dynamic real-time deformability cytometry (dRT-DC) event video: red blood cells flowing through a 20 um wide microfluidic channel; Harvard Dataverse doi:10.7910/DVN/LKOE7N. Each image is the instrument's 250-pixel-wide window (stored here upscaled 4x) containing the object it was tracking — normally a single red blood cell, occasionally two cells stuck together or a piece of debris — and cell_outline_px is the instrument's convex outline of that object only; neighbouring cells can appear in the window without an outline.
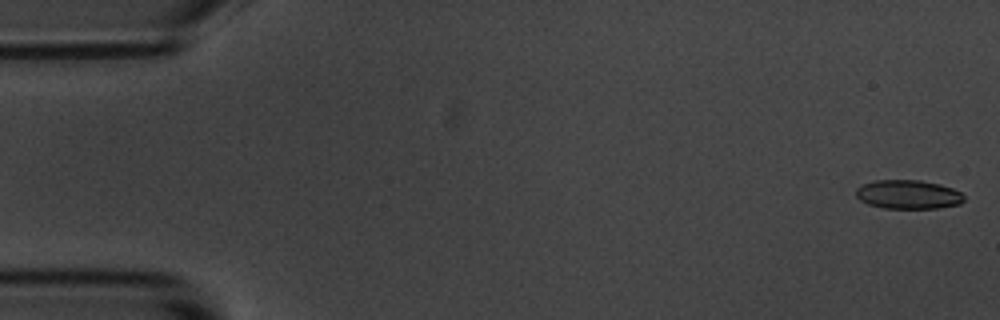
{"species": "common noctule bat (a hibernating species)", "species_latin": "Nyctalus noctula", "temperature_condition": "room temperature", "stored_images_in_passage": 49, "camera_frame_rate_fps": 3000, "um_per_image_px": 0.085, "animal": {"sex": "male", "body_mass_g": 20.1, "forearm_length_mm": 53.5}, "frame": {"image": 1, "passage_image": 1, "time_ms": 0.0, "image_size_px": [1000, 320], "cell_outline_px": [[964, 200], [960, 204], [936, 208], [884, 208], [868, 204], [860, 200], [856, 196], [856, 188], [864, 184], [876, 180], [920, 180], [940, 184], [952, 188], [960, 192], [964, 196]], "centroid_in_image_um": [77.2, 16.53], "position_along_channel_um": 7.8, "area_um2": 18.15}}
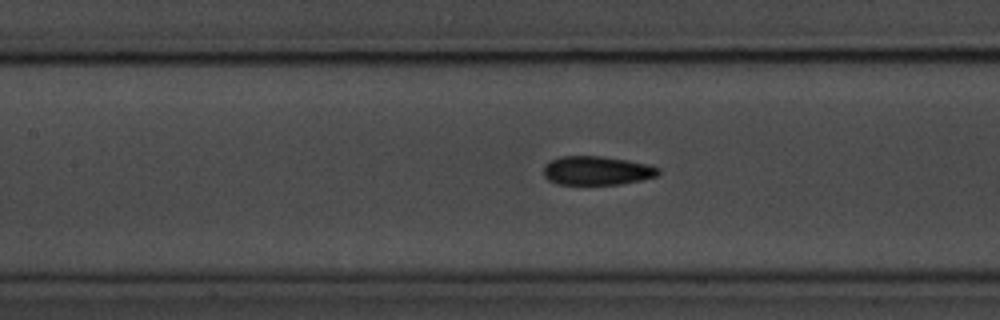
{"frame": {"image": 2, "passage_image": 24, "time_ms": 7.667, "image_size_px": [1000, 320], "cell_outline_px": [[660, 172], [656, 176], [640, 180], [620, 184], [556, 184], [548, 180], [544, 176], [544, 164], [560, 156], [600, 156], [628, 160], [648, 164], [660, 168]], "centroid_in_image_um": [50.72, 14.5], "position_along_channel_um": 156.7, "area_um2": 19.31}}
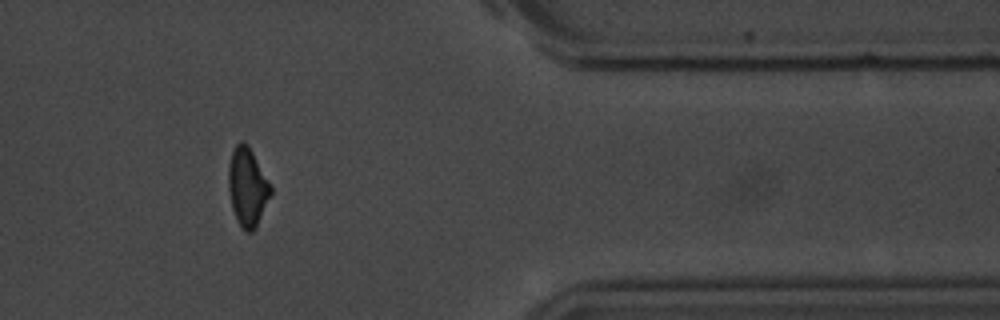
{"frame": {"image": 3, "passage_image": 45, "time_ms": 14.667, "image_size_px": [1000, 320], "cell_outline_px": [[272, 192], [256, 228], [252, 232], [248, 232], [240, 224], [232, 208], [228, 188], [228, 164], [232, 152], [236, 144], [248, 144], [272, 188]], "centroid_in_image_um": [21.03, 15.9], "position_along_channel_um": 390.4, "area_um2": 18.9}, "authors_computed_cell_mechanics": {"area_um2": 19.4208, "velocity_mm_per_s": 3.6712, "shape_relaxation_time_tau1_ms": 3.9077, "shape_relaxation_time_tau2_ms": 1.7498, "deformation_change_tau1": 0.1154, "deformation_change_tau2": 0.0752}}